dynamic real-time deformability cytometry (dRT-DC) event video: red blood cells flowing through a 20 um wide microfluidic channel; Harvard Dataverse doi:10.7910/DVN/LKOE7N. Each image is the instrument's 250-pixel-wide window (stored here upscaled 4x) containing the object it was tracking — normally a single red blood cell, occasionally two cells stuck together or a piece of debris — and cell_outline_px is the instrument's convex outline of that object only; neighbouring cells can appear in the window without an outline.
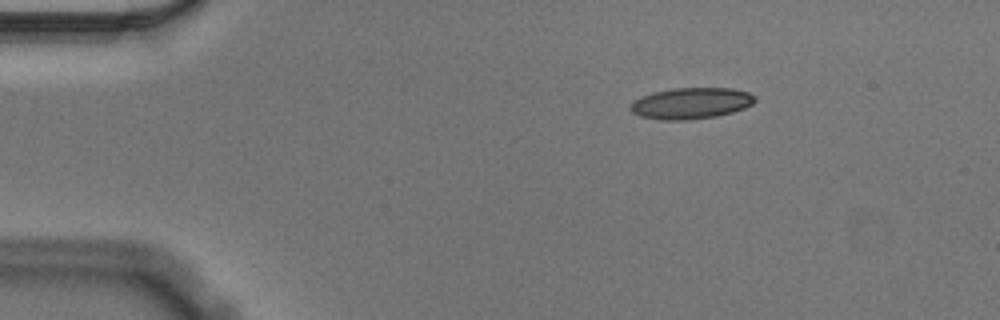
{"species": "Egyptian fruit bat (a non-hibernating species)", "species_latin": "Rousettus aegyptiacus", "temperature_condition": "cold", "stored_images_in_passage": 48, "camera_frame_rate_fps": 3000, "um_per_image_px": 0.085, "animal": {"sex": "male"}, "frame": {"image": 1, "passage_image": 1, "time_ms": 0.0, "image_size_px": [1000, 320], "cell_outline_px": [[756, 100], [752, 104], [744, 108], [732, 112], [716, 116], [688, 120], [660, 120], [640, 116], [632, 112], [628, 108], [640, 96], [652, 92], [672, 88], [732, 88], [748, 92], [756, 96]], "centroid_in_image_um": [58.73, 8.77], "position_along_channel_um": 26.3, "area_um2": 22.77}}
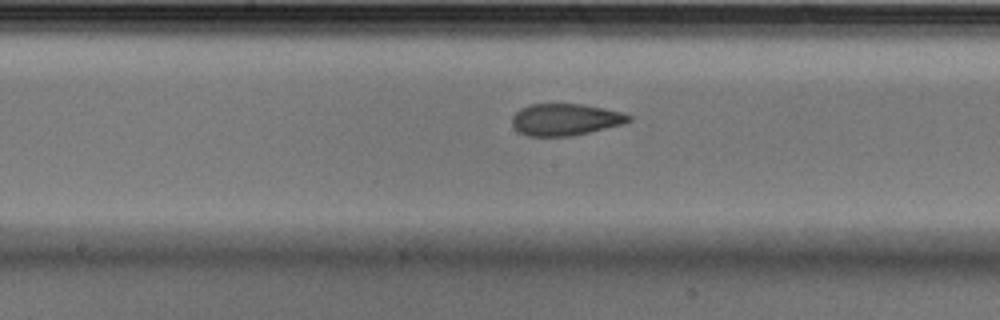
{"frame": {"image": 2, "passage_image": 21, "time_ms": 6.667, "image_size_px": [1000, 320], "cell_outline_px": [[632, 120], [624, 124], [572, 136], [528, 136], [520, 132], [512, 124], [512, 116], [520, 108], [528, 104], [584, 104], [604, 108], [620, 112], [632, 116]], "centroid_in_image_um": [48.06, 10.15], "position_along_channel_um": 200.1, "area_um2": 21.68}}
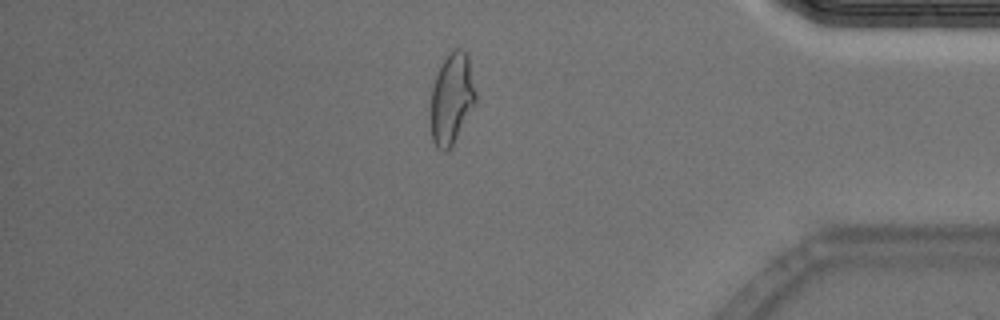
{"frame": {"image": 3, "passage_image": 40, "time_ms": 13.0, "image_size_px": [1000, 320], "cell_outline_px": [[476, 104], [452, 148], [444, 152], [436, 148], [432, 140], [432, 88], [436, 72], [444, 60], [456, 48], [460, 48], [468, 56], [476, 92]], "centroid_in_image_um": [38.42, 8.45], "position_along_channel_um": 396.8, "area_um2": 23.87}, "authors_computed_cell_mechanics": {"area_um2": 22.6865, "velocity_mm_per_s": 3.5682, "shape_relaxation_time_tau1_ms": 5.2491, "shape_relaxation_time_tau2_ms": 1.1971, "deformation_change_tau1": 0.1485, "deformation_change_tau2": 0.0597}}